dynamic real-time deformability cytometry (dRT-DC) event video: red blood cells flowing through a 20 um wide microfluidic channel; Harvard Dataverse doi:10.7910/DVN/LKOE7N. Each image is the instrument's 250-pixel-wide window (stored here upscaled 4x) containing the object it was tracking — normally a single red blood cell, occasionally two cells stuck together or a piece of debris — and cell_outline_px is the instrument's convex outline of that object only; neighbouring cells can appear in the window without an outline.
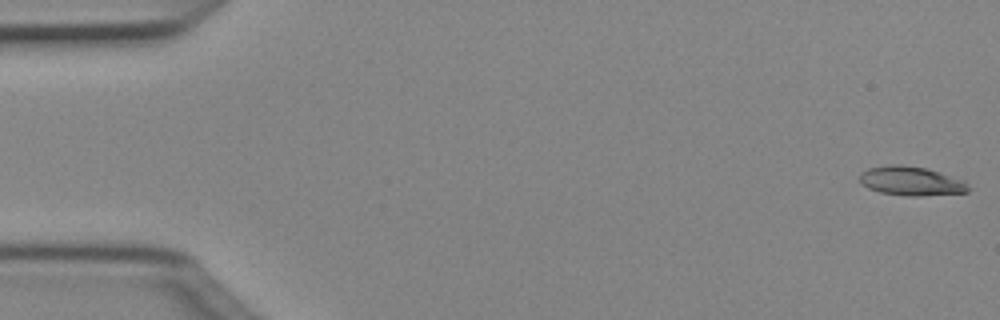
{"species": "Egyptian fruit bat (a non-hibernating species)", "species_latin": "Rousettus aegyptiacus", "temperature_condition": "cold", "stored_images_in_passage": 50, "camera_frame_rate_fps": 3000, "um_per_image_px": 0.085, "animal": {"sex": "female"}, "frame": {"image": 1, "passage_image": 1, "time_ms": 0.0, "image_size_px": [1000, 320], "cell_outline_px": [[968, 192], [920, 196], [908, 196], [880, 192], [868, 188], [860, 180], [860, 172], [868, 168], [888, 164], [900, 164], [928, 168], [964, 180], [968, 184]], "centroid_in_image_um": [77.45, 15.37], "position_along_channel_um": 7.6, "area_um2": 18.5}}
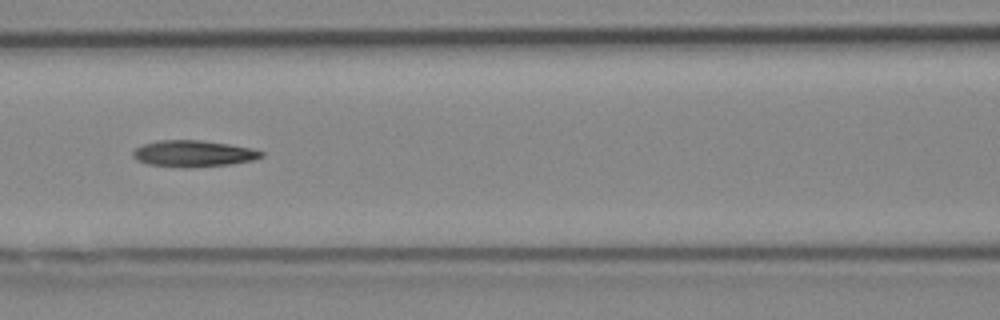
{"frame": {"image": 2, "passage_image": 22, "time_ms": 7.0, "image_size_px": [1000, 320], "cell_outline_px": [[264, 156], [252, 160], [232, 164], [188, 168], [180, 168], [148, 164], [136, 160], [132, 156], [132, 152], [136, 148], [144, 144], [160, 140], [200, 140], [228, 144], [248, 148], [264, 152]], "centroid_in_image_um": [16.4, 13.07], "position_along_channel_um": 150.2, "area_um2": 19.77}}
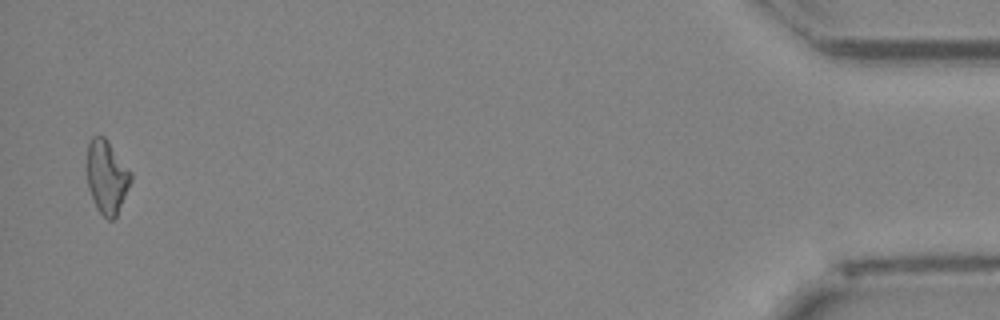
{"frame": {"image": 3, "passage_image": 49, "time_ms": 16.0, "image_size_px": [1000, 320], "cell_outline_px": [[132, 180], [116, 216], [112, 220], [108, 220], [96, 208], [88, 188], [88, 144], [92, 136], [104, 136], [108, 140], [132, 172]], "centroid_in_image_um": [9.1, 15.03], "position_along_channel_um": 426.1, "area_um2": 18.67}, "authors_computed_cell_mechanics": {"area_um2": 19.1318, "velocity_mm_per_s": 4.0554, "shape_relaxation_time_tau1_ms": 6.3277, "shape_relaxation_time_tau2_ms": 8.3802, "deformation_change_tau1": 0.1639, "deformation_change_tau2": 0.2206}}